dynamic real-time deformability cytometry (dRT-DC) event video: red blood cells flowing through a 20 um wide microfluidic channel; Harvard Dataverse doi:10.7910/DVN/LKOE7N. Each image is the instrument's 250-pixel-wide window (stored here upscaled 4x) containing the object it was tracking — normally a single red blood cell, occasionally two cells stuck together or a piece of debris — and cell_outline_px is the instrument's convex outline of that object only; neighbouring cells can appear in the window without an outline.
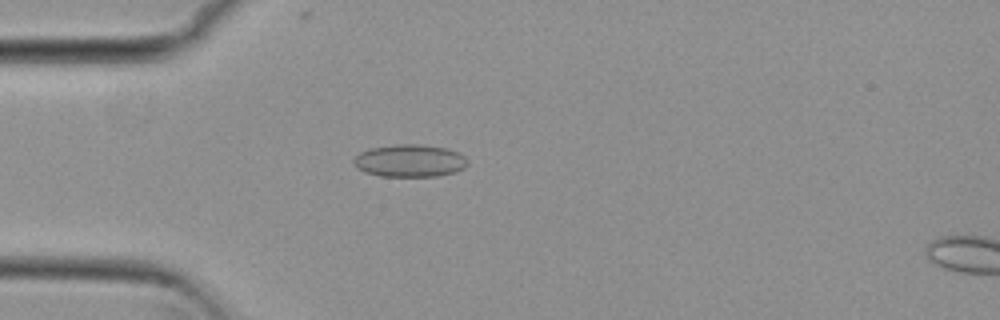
{"species": "common noctule bat (a hibernating species)", "species_latin": "Nyctalus noctula", "temperature_condition": "cold", "stored_images_in_passage": 55, "camera_frame_rate_fps": 3000, "um_per_image_px": 0.085, "animal": {"sex": "female", "body_mass_g": 29.2, "forearm_length_mm": 56.3}, "frame": {"image": 1, "passage_image": 15, "time_ms": 4.667, "image_size_px": [1000, 320], "cell_outline_px": [[468, 164], [464, 168], [456, 172], [436, 176], [380, 176], [364, 172], [356, 168], [352, 160], [360, 152], [368, 148], [396, 144], [420, 144], [444, 148], [460, 152], [468, 160]], "centroid_in_image_um": [34.82, 13.66], "position_along_channel_um": 50.2, "area_um2": 21.79}}
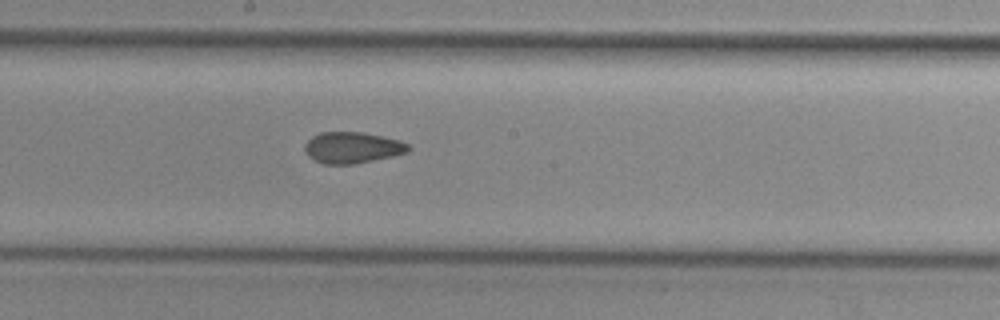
{"frame": {"image": 2, "passage_image": 29, "time_ms": 9.333, "image_size_px": [1000, 320], "cell_outline_px": [[412, 148], [408, 152], [392, 156], [356, 164], [324, 164], [308, 156], [304, 148], [304, 144], [312, 136], [320, 132], [364, 132], [400, 140], [408, 144]], "centroid_in_image_um": [29.96, 12.54], "position_along_channel_um": 218.2, "area_um2": 18.96}}
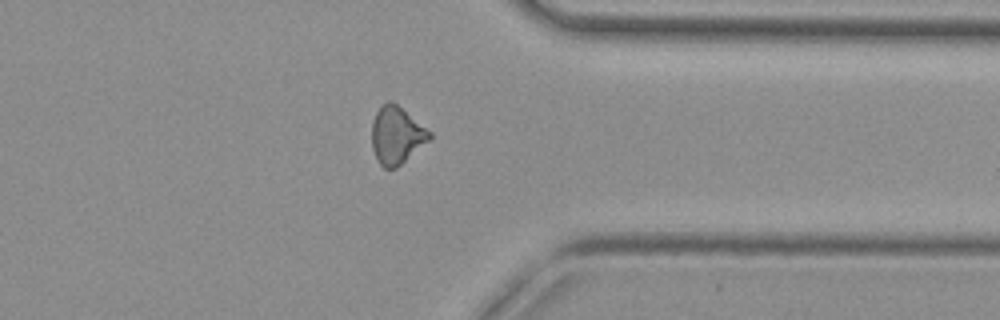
{"frame": {"image": 3, "passage_image": 42, "time_ms": 13.667, "image_size_px": [1000, 320], "cell_outline_px": [[432, 140], [396, 168], [384, 168], [376, 160], [372, 148], [372, 120], [376, 112], [388, 100], [392, 100], [432, 132]], "centroid_in_image_um": [33.73, 11.51], "position_along_channel_um": 377.7, "area_um2": 19.59}}